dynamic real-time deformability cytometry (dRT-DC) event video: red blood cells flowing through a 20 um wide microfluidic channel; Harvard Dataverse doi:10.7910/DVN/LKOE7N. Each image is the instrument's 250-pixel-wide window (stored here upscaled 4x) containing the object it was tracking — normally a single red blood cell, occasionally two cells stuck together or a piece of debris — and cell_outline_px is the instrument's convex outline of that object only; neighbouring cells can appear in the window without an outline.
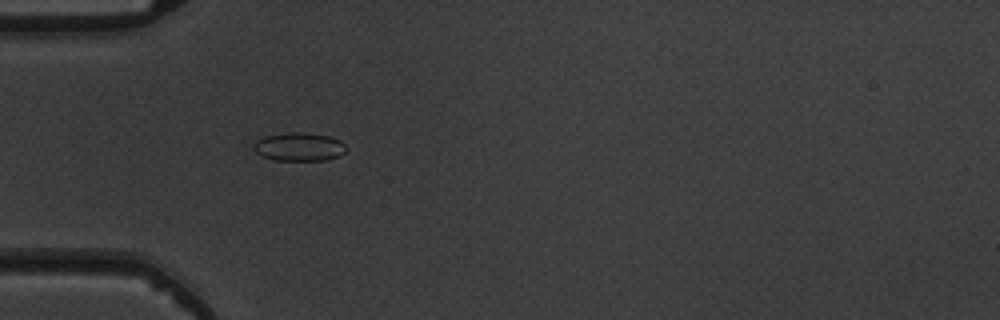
{"species": "common noctule bat (a hibernating species)", "species_latin": "Nyctalus noctula", "temperature_condition": "warm", "stored_images_in_passage": 6, "camera_frame_rate_fps": 3000, "um_per_image_px": 0.085, "animal": {"sex": "male", "body_mass_g": 19.5, "forearm_length_mm": 54.6}, "frame": {"image": 1, "passage_image": 5, "time_ms": 4.667, "image_size_px": [1000, 320], "cell_outline_px": [[348, 148], [340, 156], [328, 160], [276, 160], [260, 156], [252, 148], [252, 144], [256, 140], [264, 136], [292, 132], [300, 132], [328, 136], [340, 140]], "centroid_in_image_um": [25.41, 12.48], "position_along_channel_um": 59.6, "area_um2": 15.43}}